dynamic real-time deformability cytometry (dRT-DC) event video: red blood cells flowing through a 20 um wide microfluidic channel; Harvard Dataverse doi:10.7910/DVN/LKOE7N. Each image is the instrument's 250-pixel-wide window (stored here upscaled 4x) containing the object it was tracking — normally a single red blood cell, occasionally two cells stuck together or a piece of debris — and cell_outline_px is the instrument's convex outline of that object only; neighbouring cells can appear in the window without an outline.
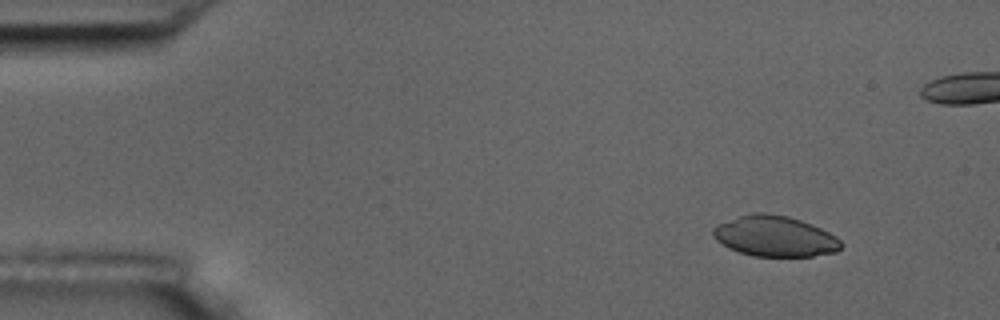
{"species": "common noctule bat (a hibernating species)", "species_latin": "Nyctalus noctula", "temperature_condition": "room temperature", "stored_images_in_passage": 5, "camera_frame_rate_fps": 3000, "um_per_image_px": 0.085, "animal": {"sex": "male", "body_mass_g": 17.5, "forearm_length_mm": 52.3}, "frame": {"image": 1, "passage_image": 1, "time_ms": 0.0, "image_size_px": [1000, 320], "cell_outline_px": [[844, 244], [836, 252], [812, 256], [752, 256], [728, 248], [716, 240], [712, 236], [712, 228], [716, 224], [752, 212], [764, 212], [788, 216], [812, 224], [836, 236]], "centroid_in_image_um": [65.84, 20.07], "position_along_channel_um": 19.2, "area_um2": 30.46}}